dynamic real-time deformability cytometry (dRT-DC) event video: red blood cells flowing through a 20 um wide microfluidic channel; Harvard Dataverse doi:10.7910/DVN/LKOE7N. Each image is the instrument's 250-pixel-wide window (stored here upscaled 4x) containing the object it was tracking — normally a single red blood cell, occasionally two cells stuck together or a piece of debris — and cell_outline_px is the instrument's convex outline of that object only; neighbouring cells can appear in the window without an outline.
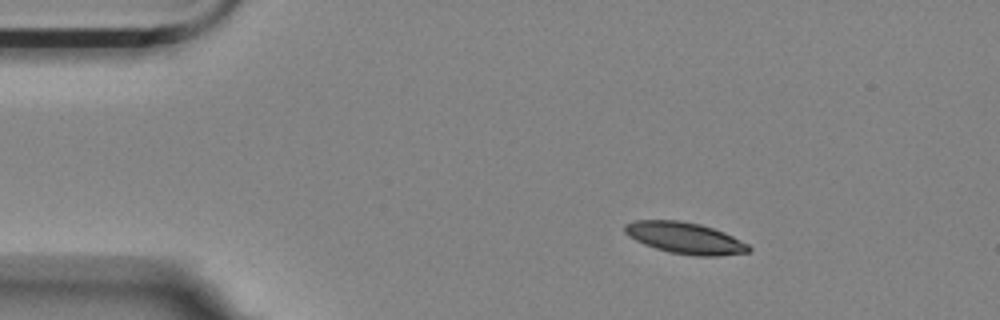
{"species": "Egyptian fruit bat (a non-hibernating species)", "species_latin": "Rousettus aegyptiacus", "temperature_condition": "room temperature", "stored_images_in_passage": 3, "camera_frame_rate_fps": 3000, "um_per_image_px": 0.085, "animal": {"sex": "female"}, "frame": {"image": 1, "passage_image": 2, "time_ms": 1.333, "image_size_px": [1000, 320], "cell_outline_px": [[752, 248], [748, 252], [716, 256], [696, 256], [668, 252], [644, 244], [628, 236], [624, 232], [624, 224], [632, 220], [676, 220], [700, 224], [724, 232], [748, 244]], "centroid_in_image_um": [58.19, 20.23], "position_along_channel_um": 26.8, "area_um2": 22.66}}